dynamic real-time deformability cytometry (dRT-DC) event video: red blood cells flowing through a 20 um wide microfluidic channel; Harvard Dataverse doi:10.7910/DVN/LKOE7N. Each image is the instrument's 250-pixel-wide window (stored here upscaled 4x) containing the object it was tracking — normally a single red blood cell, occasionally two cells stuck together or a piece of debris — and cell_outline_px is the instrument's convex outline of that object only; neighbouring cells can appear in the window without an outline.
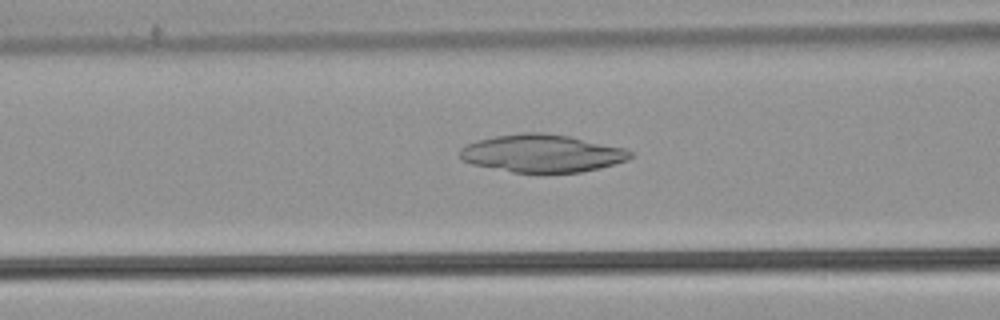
{"species": "common noctule bat (a hibernating species)", "species_latin": "Nyctalus noctula", "temperature_condition": "warm", "stored_images_in_passage": 52, "camera_frame_rate_fps": 3000, "um_per_image_px": 0.085, "animal": {"sex": "male", "body_mass_g": 21.5, "forearm_length_mm": 52.0}, "frame": {"image": 1, "passage_image": 21, "time_ms": 6.667, "image_size_px": [1000, 320], "cell_outline_px": [[632, 156], [628, 160], [600, 168], [580, 172], [512, 172], [472, 164], [464, 160], [460, 156], [460, 148], [476, 140], [496, 136], [520, 132], [544, 132], [568, 136], [628, 148], [632, 152]], "centroid_in_image_um": [46.1, 13.02], "position_along_channel_um": 120.5, "area_um2": 37.45}}
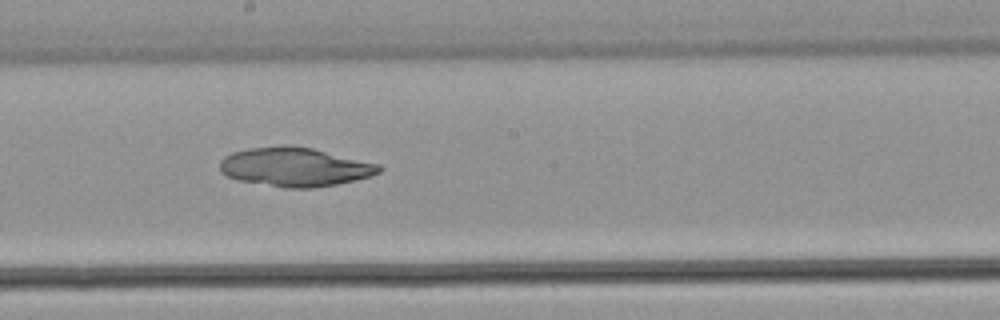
{"frame": {"image": 2, "passage_image": 29, "time_ms": 9.333, "image_size_px": [1000, 320], "cell_outline_px": [[384, 168], [380, 172], [372, 176], [356, 180], [336, 184], [312, 188], [284, 188], [236, 180], [220, 172], [220, 160], [224, 156], [232, 152], [248, 148], [284, 144], [312, 148], [380, 164]], "centroid_in_image_um": [25.06, 14.19], "position_along_channel_um": 223.1, "area_um2": 36.53}}
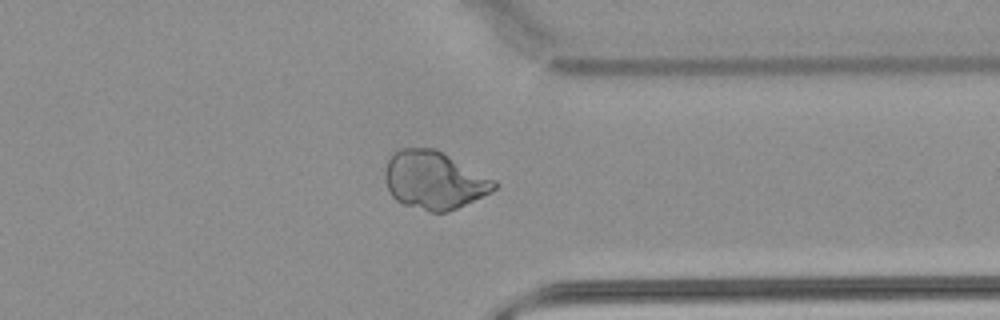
{"frame": {"image": 3, "passage_image": 41, "time_ms": 13.333, "image_size_px": [1000, 320], "cell_outline_px": [[496, 188], [492, 192], [448, 212], [428, 212], [404, 204], [396, 200], [392, 196], [388, 188], [384, 176], [384, 172], [388, 160], [392, 152], [400, 148], [436, 148], [496, 180]], "centroid_in_image_um": [36.89, 15.31], "position_along_channel_um": 374.5, "area_um2": 37.05}}